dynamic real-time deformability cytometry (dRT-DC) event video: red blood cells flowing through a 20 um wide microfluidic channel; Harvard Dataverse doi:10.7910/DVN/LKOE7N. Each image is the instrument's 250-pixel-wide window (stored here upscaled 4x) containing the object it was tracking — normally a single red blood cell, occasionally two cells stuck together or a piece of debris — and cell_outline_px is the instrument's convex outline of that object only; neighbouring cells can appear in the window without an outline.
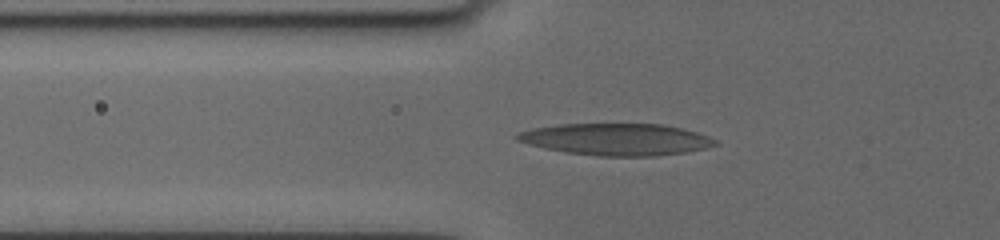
{"species": "human", "species_latin": "Homo sapiens", "temperature_condition": "cold", "stored_images_in_passage": 29, "camera_frame_rate_fps": 3000, "um_per_image_px": 0.085, "donor": {"sex": "female"}, "frame": {"image": 1, "passage_image": 7, "time_ms": 2.667, "image_size_px": [1000, 240], "cell_outline_px": [[720, 144], [704, 148], [684, 152], [656, 156], [600, 156], [564, 152], [544, 148], [528, 144], [516, 140], [512, 136], [516, 132], [532, 128], [560, 124], [664, 124], [696, 132], [708, 136], [716, 140]], "centroid_in_image_um": [52.33, 11.84], "position_along_channel_um": 73.5, "area_um2": 36.88}}
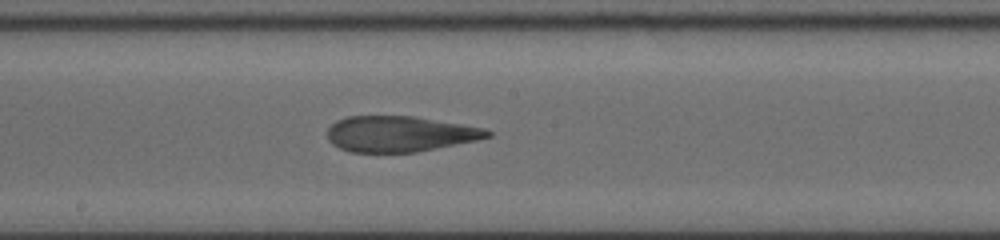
{"frame": {"image": 2, "passage_image": 16, "time_ms": 6.667, "image_size_px": [1000, 240], "cell_outline_px": [[492, 136], [476, 140], [416, 152], [348, 152], [332, 144], [328, 140], [328, 128], [336, 120], [348, 116], [416, 116], [484, 128], [492, 132]], "centroid_in_image_um": [33.96, 11.38], "position_along_channel_um": 214.2, "area_um2": 33.29}}
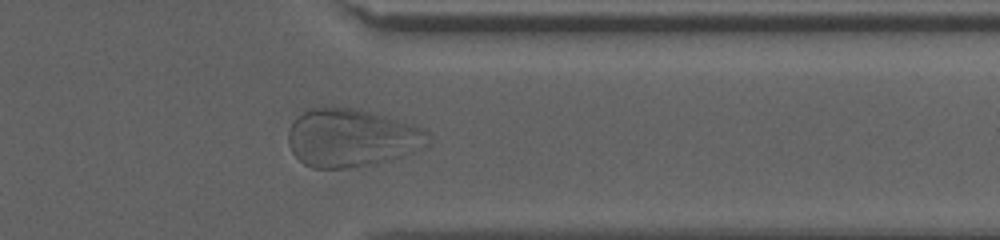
{"frame": {"image": 3, "passage_image": 26, "time_ms": 11.333, "image_size_px": [1000, 240], "cell_outline_px": [[432, 144], [400, 156], [376, 164], [348, 168], [312, 168], [304, 164], [292, 152], [288, 144], [288, 132], [292, 120], [304, 112], [312, 108], [332, 104], [352, 108], [384, 116], [412, 124], [428, 132], [432, 140]], "centroid_in_image_um": [29.85, 11.71], "position_along_channel_um": 381.5, "area_um2": 47.69}, "authors_computed_cell_mechanics": {"area_um2": 35.4892, "velocity_mm_per_s": 3.6057, "shape_relaxation_time_tau1_ms": 9.1494, "shape_relaxation_time_tau2_ms": 1.2981, "deformation_change_tau1": 0.2826, "deformation_change_tau2": 0.088}}